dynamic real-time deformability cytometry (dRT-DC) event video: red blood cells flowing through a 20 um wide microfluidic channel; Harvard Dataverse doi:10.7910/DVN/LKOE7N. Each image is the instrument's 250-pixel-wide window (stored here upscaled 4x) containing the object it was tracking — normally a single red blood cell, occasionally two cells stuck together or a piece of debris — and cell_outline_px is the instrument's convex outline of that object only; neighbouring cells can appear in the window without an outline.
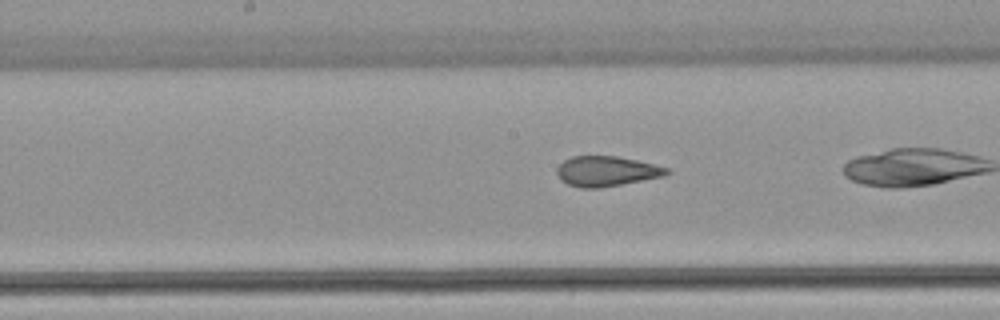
{"species": "common noctule bat (a hibernating species)", "species_latin": "Nyctalus noctula", "temperature_condition": "warm", "stored_images_in_passage": 33, "camera_frame_rate_fps": 3000, "um_per_image_px": 0.085, "animal": {"sex": "female", "body_mass_g": 22.7, "forearm_length_mm": 54.2}, "frame": {"image": 1, "passage_image": 19, "time_ms": 6.0, "image_size_px": [1000, 320], "cell_outline_px": [[672, 172], [664, 176], [600, 188], [580, 188], [568, 184], [560, 180], [556, 172], [556, 168], [564, 160], [572, 156], [616, 156], [636, 160], [668, 168]], "centroid_in_image_um": [51.52, 14.56], "position_along_channel_um": 196.7, "area_um2": 19.25}}